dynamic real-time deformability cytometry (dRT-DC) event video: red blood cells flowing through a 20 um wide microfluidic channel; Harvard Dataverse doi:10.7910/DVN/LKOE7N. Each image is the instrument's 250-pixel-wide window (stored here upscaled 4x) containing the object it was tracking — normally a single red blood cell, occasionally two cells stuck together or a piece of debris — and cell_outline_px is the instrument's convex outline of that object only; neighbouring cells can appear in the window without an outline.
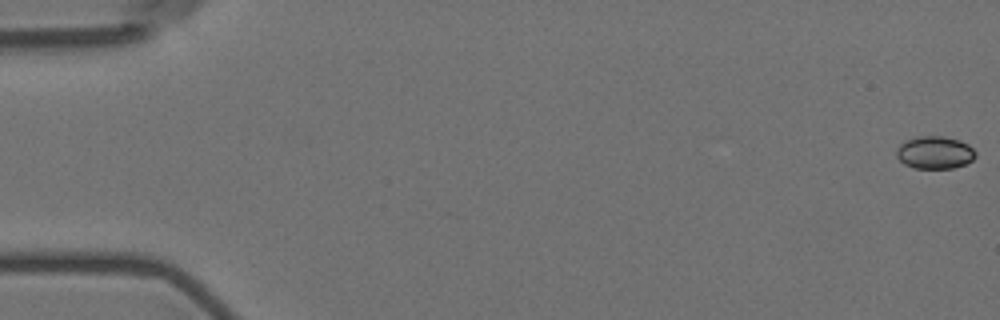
{"species": "Egyptian fruit bat (a non-hibernating species)", "species_latin": "Rousettus aegyptiacus", "temperature_condition": "room temperature", "stored_images_in_passage": 6, "camera_frame_rate_fps": 3000, "um_per_image_px": 0.085, "animal": {"sex": "female"}, "frame": {"image": 1, "passage_image": 1, "time_ms": 0.0, "image_size_px": [1000, 320], "cell_outline_px": [[976, 156], [972, 160], [964, 164], [952, 168], [912, 168], [904, 164], [896, 156], [896, 148], [904, 140], [916, 136], [944, 136], [960, 140], [968, 144], [976, 152]], "centroid_in_image_um": [79.43, 12.95], "position_along_channel_um": 5.6, "area_um2": 15.2}}
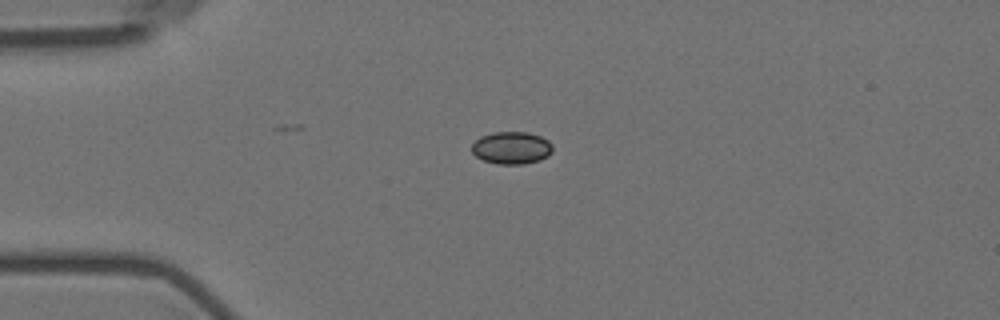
{"frame": {"image": 2, "passage_image": 5, "time_ms": 4.667, "image_size_px": [1000, 320], "cell_outline_px": [[552, 152], [548, 156], [540, 160], [524, 164], [496, 164], [484, 160], [476, 156], [472, 152], [472, 144], [480, 136], [492, 132], [528, 132], [540, 136], [548, 140], [552, 144]], "centroid_in_image_um": [43.49, 12.56], "position_along_channel_um": 41.5, "area_um2": 15.37}}